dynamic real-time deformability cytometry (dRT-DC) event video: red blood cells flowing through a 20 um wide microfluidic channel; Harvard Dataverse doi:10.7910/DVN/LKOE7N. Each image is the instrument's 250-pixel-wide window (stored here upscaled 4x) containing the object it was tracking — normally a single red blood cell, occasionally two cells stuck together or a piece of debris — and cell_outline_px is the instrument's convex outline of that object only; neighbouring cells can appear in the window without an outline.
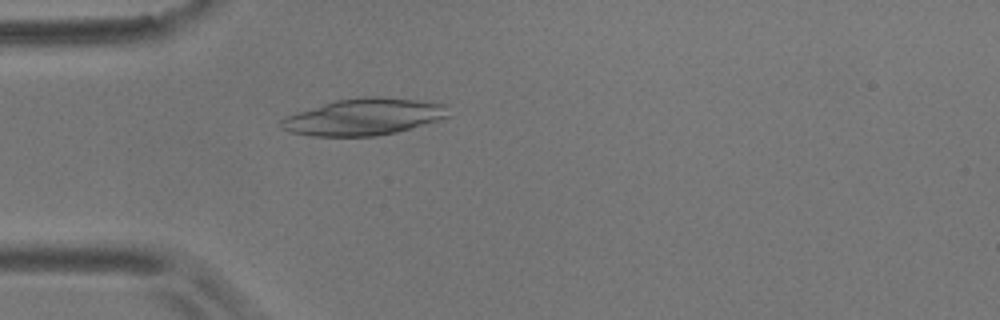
{"species": "common noctule bat (a hibernating species)", "species_latin": "Nyctalus noctula", "temperature_condition": "room temperature", "stored_images_in_passage": 18, "camera_frame_rate_fps": 3000, "um_per_image_px": 0.085, "animal": {"sex": "male", "body_mass_g": 17.9}, "frame": {"image": 1, "passage_image": 2, "time_ms": 0.333, "image_size_px": [1000, 320], "cell_outline_px": [[448, 116], [436, 120], [396, 132], [376, 136], [312, 136], [292, 132], [280, 128], [280, 120], [284, 116], [336, 100], [360, 96], [380, 96], [416, 100], [448, 104]], "centroid_in_image_um": [30.89, 9.92], "position_along_channel_um": 54.1, "area_um2": 35.6}}
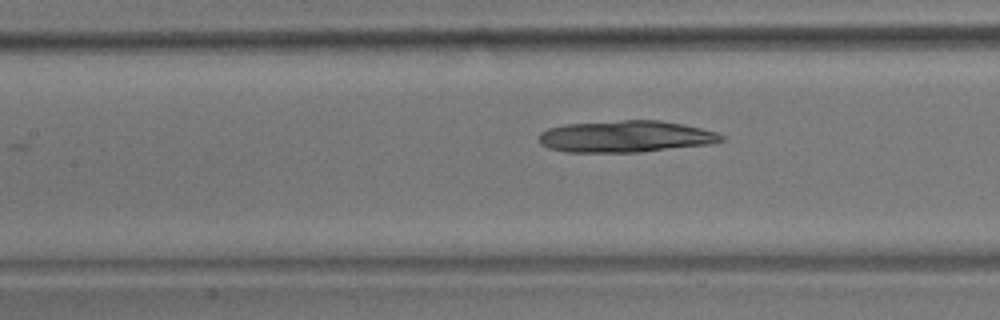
{"frame": {"image": 2, "passage_image": 11, "time_ms": 3.333, "image_size_px": [1000, 320], "cell_outline_px": [[724, 140], [712, 144], [640, 152], [568, 152], [548, 148], [540, 144], [540, 132], [548, 128], [564, 124], [620, 120], [660, 120], [684, 124], [716, 132], [724, 136]], "centroid_in_image_um": [53.19, 11.6], "position_along_channel_um": 154.2, "area_um2": 33.87}}
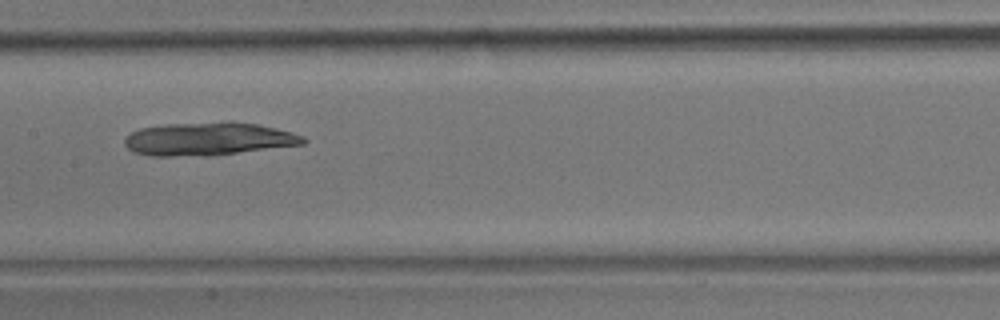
{"frame": {"image": 3, "passage_image": 14, "time_ms": 4.333, "image_size_px": [1000, 320], "cell_outline_px": [[308, 140], [304, 144], [236, 152], [172, 156], [148, 156], [132, 152], [124, 144], [124, 140], [132, 132], [140, 128], [164, 124], [232, 120], [256, 124], [276, 128], [292, 132], [304, 136]], "centroid_in_image_um": [17.7, 11.77], "position_along_channel_um": 189.7, "area_um2": 34.28}}